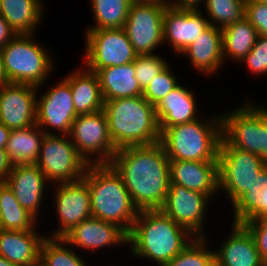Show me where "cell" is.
I'll use <instances>...</instances> for the list:
<instances>
[{
    "mask_svg": "<svg viewBox=\"0 0 267 266\" xmlns=\"http://www.w3.org/2000/svg\"><path fill=\"white\" fill-rule=\"evenodd\" d=\"M85 33L83 63L92 72L132 63L138 56L123 28L87 29Z\"/></svg>",
    "mask_w": 267,
    "mask_h": 266,
    "instance_id": "30bf717a",
    "label": "cell"
},
{
    "mask_svg": "<svg viewBox=\"0 0 267 266\" xmlns=\"http://www.w3.org/2000/svg\"><path fill=\"white\" fill-rule=\"evenodd\" d=\"M38 220L18 203L5 182L0 188V229L26 231L37 228Z\"/></svg>",
    "mask_w": 267,
    "mask_h": 266,
    "instance_id": "4dcf8cb0",
    "label": "cell"
},
{
    "mask_svg": "<svg viewBox=\"0 0 267 266\" xmlns=\"http://www.w3.org/2000/svg\"><path fill=\"white\" fill-rule=\"evenodd\" d=\"M168 5L151 0H134L124 30L138 55L154 54L164 44L163 16Z\"/></svg>",
    "mask_w": 267,
    "mask_h": 266,
    "instance_id": "7c38bea8",
    "label": "cell"
},
{
    "mask_svg": "<svg viewBox=\"0 0 267 266\" xmlns=\"http://www.w3.org/2000/svg\"><path fill=\"white\" fill-rule=\"evenodd\" d=\"M210 266H221L216 260H214Z\"/></svg>",
    "mask_w": 267,
    "mask_h": 266,
    "instance_id": "f907efd6",
    "label": "cell"
},
{
    "mask_svg": "<svg viewBox=\"0 0 267 266\" xmlns=\"http://www.w3.org/2000/svg\"><path fill=\"white\" fill-rule=\"evenodd\" d=\"M258 37L255 27L245 16L222 29L223 59L236 60L237 63L251 51Z\"/></svg>",
    "mask_w": 267,
    "mask_h": 266,
    "instance_id": "f546056e",
    "label": "cell"
},
{
    "mask_svg": "<svg viewBox=\"0 0 267 266\" xmlns=\"http://www.w3.org/2000/svg\"><path fill=\"white\" fill-rule=\"evenodd\" d=\"M83 179L90 189L92 217L115 223L128 234L139 210L121 175L111 164H89Z\"/></svg>",
    "mask_w": 267,
    "mask_h": 266,
    "instance_id": "3957f363",
    "label": "cell"
},
{
    "mask_svg": "<svg viewBox=\"0 0 267 266\" xmlns=\"http://www.w3.org/2000/svg\"><path fill=\"white\" fill-rule=\"evenodd\" d=\"M206 0H173V2L169 5L171 7L177 8V9H188V10H194L198 9L202 2L204 4Z\"/></svg>",
    "mask_w": 267,
    "mask_h": 266,
    "instance_id": "7bdbcfd3",
    "label": "cell"
},
{
    "mask_svg": "<svg viewBox=\"0 0 267 266\" xmlns=\"http://www.w3.org/2000/svg\"><path fill=\"white\" fill-rule=\"evenodd\" d=\"M204 4L209 25L221 30L245 16V0H206Z\"/></svg>",
    "mask_w": 267,
    "mask_h": 266,
    "instance_id": "836d02e7",
    "label": "cell"
},
{
    "mask_svg": "<svg viewBox=\"0 0 267 266\" xmlns=\"http://www.w3.org/2000/svg\"><path fill=\"white\" fill-rule=\"evenodd\" d=\"M38 95L36 124L45 134L59 132L60 135H69L72 123L78 116L69 83L63 78L41 95V98Z\"/></svg>",
    "mask_w": 267,
    "mask_h": 266,
    "instance_id": "5bb4252c",
    "label": "cell"
},
{
    "mask_svg": "<svg viewBox=\"0 0 267 266\" xmlns=\"http://www.w3.org/2000/svg\"><path fill=\"white\" fill-rule=\"evenodd\" d=\"M243 225L254 238L261 259L267 265V217L253 219Z\"/></svg>",
    "mask_w": 267,
    "mask_h": 266,
    "instance_id": "ab89813d",
    "label": "cell"
},
{
    "mask_svg": "<svg viewBox=\"0 0 267 266\" xmlns=\"http://www.w3.org/2000/svg\"><path fill=\"white\" fill-rule=\"evenodd\" d=\"M32 230L0 229V255L17 266H28L40 257V247L46 237Z\"/></svg>",
    "mask_w": 267,
    "mask_h": 266,
    "instance_id": "cb8c5ba5",
    "label": "cell"
},
{
    "mask_svg": "<svg viewBox=\"0 0 267 266\" xmlns=\"http://www.w3.org/2000/svg\"><path fill=\"white\" fill-rule=\"evenodd\" d=\"M36 165L55 185L81 180L89 164L79 154L69 135L45 134Z\"/></svg>",
    "mask_w": 267,
    "mask_h": 266,
    "instance_id": "9c48e42d",
    "label": "cell"
},
{
    "mask_svg": "<svg viewBox=\"0 0 267 266\" xmlns=\"http://www.w3.org/2000/svg\"><path fill=\"white\" fill-rule=\"evenodd\" d=\"M169 64L159 54L138 55L134 61L135 78L144 91L151 80L161 73Z\"/></svg>",
    "mask_w": 267,
    "mask_h": 266,
    "instance_id": "d590c367",
    "label": "cell"
},
{
    "mask_svg": "<svg viewBox=\"0 0 267 266\" xmlns=\"http://www.w3.org/2000/svg\"><path fill=\"white\" fill-rule=\"evenodd\" d=\"M195 238L160 209L138 211L127 236L135 257L150 259L165 266Z\"/></svg>",
    "mask_w": 267,
    "mask_h": 266,
    "instance_id": "7a4b0ae2",
    "label": "cell"
},
{
    "mask_svg": "<svg viewBox=\"0 0 267 266\" xmlns=\"http://www.w3.org/2000/svg\"><path fill=\"white\" fill-rule=\"evenodd\" d=\"M264 163V166L267 168V152L261 157Z\"/></svg>",
    "mask_w": 267,
    "mask_h": 266,
    "instance_id": "681fc988",
    "label": "cell"
},
{
    "mask_svg": "<svg viewBox=\"0 0 267 266\" xmlns=\"http://www.w3.org/2000/svg\"><path fill=\"white\" fill-rule=\"evenodd\" d=\"M169 174L170 184L206 194L211 199L219 192L218 162L169 160Z\"/></svg>",
    "mask_w": 267,
    "mask_h": 266,
    "instance_id": "ffe728a7",
    "label": "cell"
},
{
    "mask_svg": "<svg viewBox=\"0 0 267 266\" xmlns=\"http://www.w3.org/2000/svg\"><path fill=\"white\" fill-rule=\"evenodd\" d=\"M182 55L189 56L196 71L203 75L215 74L224 64L222 30L209 25Z\"/></svg>",
    "mask_w": 267,
    "mask_h": 266,
    "instance_id": "7402d4cb",
    "label": "cell"
},
{
    "mask_svg": "<svg viewBox=\"0 0 267 266\" xmlns=\"http://www.w3.org/2000/svg\"><path fill=\"white\" fill-rule=\"evenodd\" d=\"M53 195L59 228L49 237H63L74 226L92 217L90 189L83 178L75 182L57 183Z\"/></svg>",
    "mask_w": 267,
    "mask_h": 266,
    "instance_id": "9a60e30c",
    "label": "cell"
},
{
    "mask_svg": "<svg viewBox=\"0 0 267 266\" xmlns=\"http://www.w3.org/2000/svg\"><path fill=\"white\" fill-rule=\"evenodd\" d=\"M169 66L155 76L143 91L142 96L153 106H156L179 85L177 76L173 75L172 69Z\"/></svg>",
    "mask_w": 267,
    "mask_h": 266,
    "instance_id": "8d00e7d4",
    "label": "cell"
},
{
    "mask_svg": "<svg viewBox=\"0 0 267 266\" xmlns=\"http://www.w3.org/2000/svg\"><path fill=\"white\" fill-rule=\"evenodd\" d=\"M256 1H259L261 3L267 4V0H256Z\"/></svg>",
    "mask_w": 267,
    "mask_h": 266,
    "instance_id": "816d5d0a",
    "label": "cell"
},
{
    "mask_svg": "<svg viewBox=\"0 0 267 266\" xmlns=\"http://www.w3.org/2000/svg\"><path fill=\"white\" fill-rule=\"evenodd\" d=\"M75 250L63 237L46 236L40 247V258L47 266H89Z\"/></svg>",
    "mask_w": 267,
    "mask_h": 266,
    "instance_id": "d6a6232c",
    "label": "cell"
},
{
    "mask_svg": "<svg viewBox=\"0 0 267 266\" xmlns=\"http://www.w3.org/2000/svg\"><path fill=\"white\" fill-rule=\"evenodd\" d=\"M123 178L133 205L160 209L170 185L169 159L160 142L117 149L110 163Z\"/></svg>",
    "mask_w": 267,
    "mask_h": 266,
    "instance_id": "6da1fadb",
    "label": "cell"
},
{
    "mask_svg": "<svg viewBox=\"0 0 267 266\" xmlns=\"http://www.w3.org/2000/svg\"><path fill=\"white\" fill-rule=\"evenodd\" d=\"M208 244L207 237H195L165 266H210L215 260V252L208 250Z\"/></svg>",
    "mask_w": 267,
    "mask_h": 266,
    "instance_id": "e575fe53",
    "label": "cell"
},
{
    "mask_svg": "<svg viewBox=\"0 0 267 266\" xmlns=\"http://www.w3.org/2000/svg\"><path fill=\"white\" fill-rule=\"evenodd\" d=\"M42 13V0H0V14L17 34L36 33Z\"/></svg>",
    "mask_w": 267,
    "mask_h": 266,
    "instance_id": "4316f807",
    "label": "cell"
},
{
    "mask_svg": "<svg viewBox=\"0 0 267 266\" xmlns=\"http://www.w3.org/2000/svg\"><path fill=\"white\" fill-rule=\"evenodd\" d=\"M7 83H8V80L6 77L5 70H4L3 57H2L1 49H0V86L3 84H7Z\"/></svg>",
    "mask_w": 267,
    "mask_h": 266,
    "instance_id": "f6af8a7d",
    "label": "cell"
},
{
    "mask_svg": "<svg viewBox=\"0 0 267 266\" xmlns=\"http://www.w3.org/2000/svg\"><path fill=\"white\" fill-rule=\"evenodd\" d=\"M28 266H47L44 261L39 257L35 262H32Z\"/></svg>",
    "mask_w": 267,
    "mask_h": 266,
    "instance_id": "7dc6e473",
    "label": "cell"
},
{
    "mask_svg": "<svg viewBox=\"0 0 267 266\" xmlns=\"http://www.w3.org/2000/svg\"><path fill=\"white\" fill-rule=\"evenodd\" d=\"M12 167L13 164L8 153L4 148H0V181L5 182L10 171L12 170Z\"/></svg>",
    "mask_w": 267,
    "mask_h": 266,
    "instance_id": "b9f144b4",
    "label": "cell"
},
{
    "mask_svg": "<svg viewBox=\"0 0 267 266\" xmlns=\"http://www.w3.org/2000/svg\"><path fill=\"white\" fill-rule=\"evenodd\" d=\"M240 62L249 68L250 73L267 74V37L258 35L253 48Z\"/></svg>",
    "mask_w": 267,
    "mask_h": 266,
    "instance_id": "74e56055",
    "label": "cell"
},
{
    "mask_svg": "<svg viewBox=\"0 0 267 266\" xmlns=\"http://www.w3.org/2000/svg\"><path fill=\"white\" fill-rule=\"evenodd\" d=\"M103 110L117 149L160 142L155 106L142 95L104 101Z\"/></svg>",
    "mask_w": 267,
    "mask_h": 266,
    "instance_id": "277c9868",
    "label": "cell"
},
{
    "mask_svg": "<svg viewBox=\"0 0 267 266\" xmlns=\"http://www.w3.org/2000/svg\"><path fill=\"white\" fill-rule=\"evenodd\" d=\"M198 118L160 130V143L169 160L218 162L222 138L221 114Z\"/></svg>",
    "mask_w": 267,
    "mask_h": 266,
    "instance_id": "5b68a950",
    "label": "cell"
},
{
    "mask_svg": "<svg viewBox=\"0 0 267 266\" xmlns=\"http://www.w3.org/2000/svg\"><path fill=\"white\" fill-rule=\"evenodd\" d=\"M44 136L45 133L37 124L11 130L5 150L12 164H36Z\"/></svg>",
    "mask_w": 267,
    "mask_h": 266,
    "instance_id": "83f0119b",
    "label": "cell"
},
{
    "mask_svg": "<svg viewBox=\"0 0 267 266\" xmlns=\"http://www.w3.org/2000/svg\"><path fill=\"white\" fill-rule=\"evenodd\" d=\"M233 222H244L267 217V168L265 167L258 178L233 205Z\"/></svg>",
    "mask_w": 267,
    "mask_h": 266,
    "instance_id": "f1b7e54d",
    "label": "cell"
},
{
    "mask_svg": "<svg viewBox=\"0 0 267 266\" xmlns=\"http://www.w3.org/2000/svg\"><path fill=\"white\" fill-rule=\"evenodd\" d=\"M34 36L35 34H16L1 49L8 83L28 84L41 89L52 74L55 67L53 56Z\"/></svg>",
    "mask_w": 267,
    "mask_h": 266,
    "instance_id": "8992f818",
    "label": "cell"
},
{
    "mask_svg": "<svg viewBox=\"0 0 267 266\" xmlns=\"http://www.w3.org/2000/svg\"><path fill=\"white\" fill-rule=\"evenodd\" d=\"M128 234L117 224L103 221L98 218L91 217L83 220L78 225L68 231L63 238L69 245L92 250L107 248L109 246H125L127 243Z\"/></svg>",
    "mask_w": 267,
    "mask_h": 266,
    "instance_id": "ac0fdd59",
    "label": "cell"
},
{
    "mask_svg": "<svg viewBox=\"0 0 267 266\" xmlns=\"http://www.w3.org/2000/svg\"><path fill=\"white\" fill-rule=\"evenodd\" d=\"M16 34L6 19L0 14V49L7 45Z\"/></svg>",
    "mask_w": 267,
    "mask_h": 266,
    "instance_id": "60d3db41",
    "label": "cell"
},
{
    "mask_svg": "<svg viewBox=\"0 0 267 266\" xmlns=\"http://www.w3.org/2000/svg\"><path fill=\"white\" fill-rule=\"evenodd\" d=\"M135 73L134 61L126 65L100 69L97 75L104 101L143 95Z\"/></svg>",
    "mask_w": 267,
    "mask_h": 266,
    "instance_id": "484cf974",
    "label": "cell"
},
{
    "mask_svg": "<svg viewBox=\"0 0 267 266\" xmlns=\"http://www.w3.org/2000/svg\"><path fill=\"white\" fill-rule=\"evenodd\" d=\"M5 182L12 189L18 203L39 221V208L46 186L50 184L36 164L13 165Z\"/></svg>",
    "mask_w": 267,
    "mask_h": 266,
    "instance_id": "d6986e66",
    "label": "cell"
},
{
    "mask_svg": "<svg viewBox=\"0 0 267 266\" xmlns=\"http://www.w3.org/2000/svg\"><path fill=\"white\" fill-rule=\"evenodd\" d=\"M228 239L215 252L221 266H267L261 259L254 238L243 224L233 223Z\"/></svg>",
    "mask_w": 267,
    "mask_h": 266,
    "instance_id": "44dd1931",
    "label": "cell"
},
{
    "mask_svg": "<svg viewBox=\"0 0 267 266\" xmlns=\"http://www.w3.org/2000/svg\"><path fill=\"white\" fill-rule=\"evenodd\" d=\"M245 18L255 27L258 35L267 37V4L245 0Z\"/></svg>",
    "mask_w": 267,
    "mask_h": 266,
    "instance_id": "f35d334b",
    "label": "cell"
},
{
    "mask_svg": "<svg viewBox=\"0 0 267 266\" xmlns=\"http://www.w3.org/2000/svg\"><path fill=\"white\" fill-rule=\"evenodd\" d=\"M10 131L11 130L9 128L0 122V148L5 149Z\"/></svg>",
    "mask_w": 267,
    "mask_h": 266,
    "instance_id": "ee69618b",
    "label": "cell"
},
{
    "mask_svg": "<svg viewBox=\"0 0 267 266\" xmlns=\"http://www.w3.org/2000/svg\"><path fill=\"white\" fill-rule=\"evenodd\" d=\"M134 0H90L95 24L88 29L124 28Z\"/></svg>",
    "mask_w": 267,
    "mask_h": 266,
    "instance_id": "1f68e13d",
    "label": "cell"
},
{
    "mask_svg": "<svg viewBox=\"0 0 267 266\" xmlns=\"http://www.w3.org/2000/svg\"><path fill=\"white\" fill-rule=\"evenodd\" d=\"M245 101L221 115L222 138L235 148L262 157L267 152V107Z\"/></svg>",
    "mask_w": 267,
    "mask_h": 266,
    "instance_id": "52a82bcc",
    "label": "cell"
},
{
    "mask_svg": "<svg viewBox=\"0 0 267 266\" xmlns=\"http://www.w3.org/2000/svg\"><path fill=\"white\" fill-rule=\"evenodd\" d=\"M39 87L7 83L0 86V122L10 130L36 124Z\"/></svg>",
    "mask_w": 267,
    "mask_h": 266,
    "instance_id": "2e32d148",
    "label": "cell"
},
{
    "mask_svg": "<svg viewBox=\"0 0 267 266\" xmlns=\"http://www.w3.org/2000/svg\"><path fill=\"white\" fill-rule=\"evenodd\" d=\"M0 266H17L0 255Z\"/></svg>",
    "mask_w": 267,
    "mask_h": 266,
    "instance_id": "bcb514c9",
    "label": "cell"
},
{
    "mask_svg": "<svg viewBox=\"0 0 267 266\" xmlns=\"http://www.w3.org/2000/svg\"><path fill=\"white\" fill-rule=\"evenodd\" d=\"M211 198L206 194L170 184L160 210L195 237H206L204 229L207 205Z\"/></svg>",
    "mask_w": 267,
    "mask_h": 266,
    "instance_id": "4fadbf2b",
    "label": "cell"
},
{
    "mask_svg": "<svg viewBox=\"0 0 267 266\" xmlns=\"http://www.w3.org/2000/svg\"><path fill=\"white\" fill-rule=\"evenodd\" d=\"M151 1L161 2L168 6L173 2V0H168V1L167 0H151Z\"/></svg>",
    "mask_w": 267,
    "mask_h": 266,
    "instance_id": "c3c4849f",
    "label": "cell"
},
{
    "mask_svg": "<svg viewBox=\"0 0 267 266\" xmlns=\"http://www.w3.org/2000/svg\"><path fill=\"white\" fill-rule=\"evenodd\" d=\"M193 93L180 83L155 106L159 129H167L200 118L196 96Z\"/></svg>",
    "mask_w": 267,
    "mask_h": 266,
    "instance_id": "603a6c76",
    "label": "cell"
},
{
    "mask_svg": "<svg viewBox=\"0 0 267 266\" xmlns=\"http://www.w3.org/2000/svg\"><path fill=\"white\" fill-rule=\"evenodd\" d=\"M201 9H177L167 6L163 16L164 43H170L173 52L182 54L209 26Z\"/></svg>",
    "mask_w": 267,
    "mask_h": 266,
    "instance_id": "e0dca14e",
    "label": "cell"
},
{
    "mask_svg": "<svg viewBox=\"0 0 267 266\" xmlns=\"http://www.w3.org/2000/svg\"><path fill=\"white\" fill-rule=\"evenodd\" d=\"M69 83L77 115L91 114L103 110L104 99L97 73L80 68L65 76Z\"/></svg>",
    "mask_w": 267,
    "mask_h": 266,
    "instance_id": "d4e9b609",
    "label": "cell"
},
{
    "mask_svg": "<svg viewBox=\"0 0 267 266\" xmlns=\"http://www.w3.org/2000/svg\"><path fill=\"white\" fill-rule=\"evenodd\" d=\"M4 183H5V182L0 181V188H1V186H2Z\"/></svg>",
    "mask_w": 267,
    "mask_h": 266,
    "instance_id": "f5cc1de1",
    "label": "cell"
},
{
    "mask_svg": "<svg viewBox=\"0 0 267 266\" xmlns=\"http://www.w3.org/2000/svg\"><path fill=\"white\" fill-rule=\"evenodd\" d=\"M218 188L233 205L265 168L262 158L229 145L221 138L218 152ZM224 191H223V190Z\"/></svg>",
    "mask_w": 267,
    "mask_h": 266,
    "instance_id": "ba28073f",
    "label": "cell"
},
{
    "mask_svg": "<svg viewBox=\"0 0 267 266\" xmlns=\"http://www.w3.org/2000/svg\"><path fill=\"white\" fill-rule=\"evenodd\" d=\"M69 137L88 164H110L117 151L109 134L104 110L78 115L72 123Z\"/></svg>",
    "mask_w": 267,
    "mask_h": 266,
    "instance_id": "8fae6325",
    "label": "cell"
}]
</instances>
